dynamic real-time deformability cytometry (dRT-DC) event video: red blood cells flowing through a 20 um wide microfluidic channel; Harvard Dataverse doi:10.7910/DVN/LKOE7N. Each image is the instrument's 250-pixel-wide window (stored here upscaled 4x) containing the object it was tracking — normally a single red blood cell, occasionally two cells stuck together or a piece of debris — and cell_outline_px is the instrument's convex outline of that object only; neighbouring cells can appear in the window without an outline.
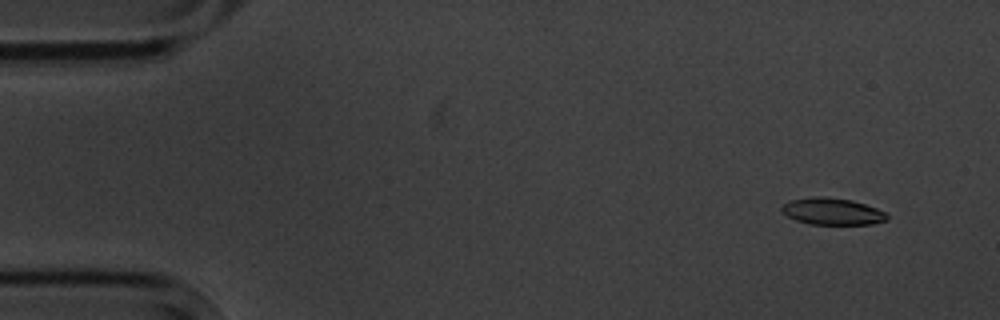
{"species": "common noctule bat (a hibernating species)", "species_latin": "Nyctalus noctula", "temperature_condition": "cold", "stored_images_in_passage": 9, "camera_frame_rate_fps": 3000, "um_per_image_px": 0.085, "animal": {"sex": "male", "body_mass_g": 20.1, "forearm_length_mm": 53.5}, "frame": {"image": 1, "passage_image": 1, "time_ms": 0.0, "image_size_px": [1000, 320], "cell_outline_px": [[888, 220], [872, 224], [808, 224], [796, 220], [780, 212], [780, 208], [784, 204], [792, 200], [812, 196], [824, 196], [852, 200], [876, 208], [884, 212], [888, 216]], "centroid_in_image_um": [70.72, 17.97], "position_along_channel_um": 14.3, "area_um2": 16.47}}
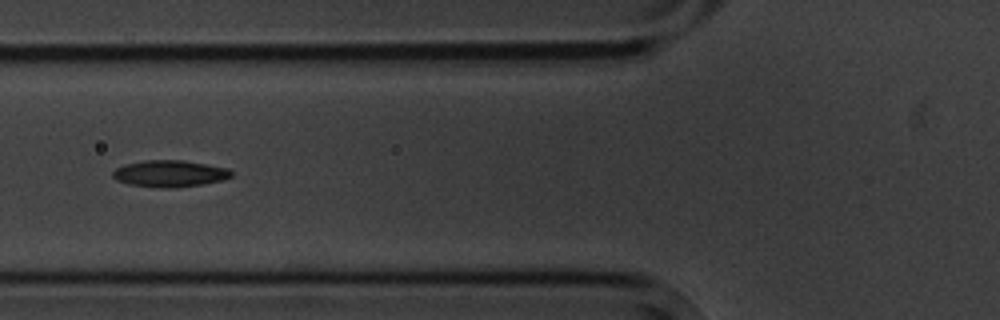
{"frame": {"image": 2, "passage_image": 6, "time_ms": 5.667, "image_size_px": [1000, 320], "cell_outline_px": [[232, 176], [220, 180], [200, 184], [168, 188], [164, 188], [128, 184], [116, 180], [112, 176], [112, 172], [116, 168], [124, 164], [144, 160], [184, 160], [228, 168], [232, 172]], "centroid_in_image_um": [14.38, 14.74], "position_along_channel_um": 111.4, "area_um2": 18.26}}
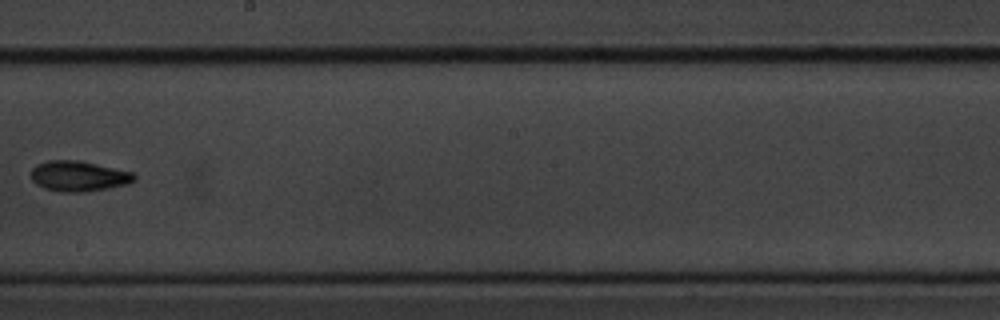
{"frame": {"image": 3, "passage_image": 9, "time_ms": 9.333, "image_size_px": [1000, 320], "cell_outline_px": [[136, 180], [128, 184], [108, 188], [84, 192], [60, 192], [44, 188], [36, 184], [32, 180], [32, 168], [36, 164], [48, 160], [80, 160], [132, 172], [136, 176]], "centroid_in_image_um": [6.68, 14.97], "position_along_channel_um": 241.5, "area_um2": 18.38}}